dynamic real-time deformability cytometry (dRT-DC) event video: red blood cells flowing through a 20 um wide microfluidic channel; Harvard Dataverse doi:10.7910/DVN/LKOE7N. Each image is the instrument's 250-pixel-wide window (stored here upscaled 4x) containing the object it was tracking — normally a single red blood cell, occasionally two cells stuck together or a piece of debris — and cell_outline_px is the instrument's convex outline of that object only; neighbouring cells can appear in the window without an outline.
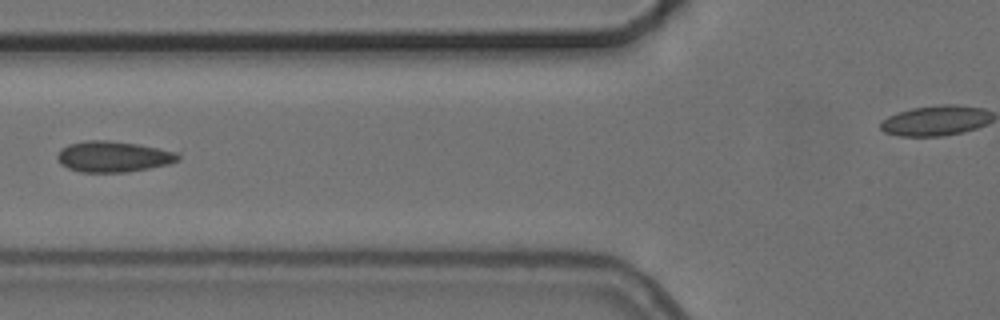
{"species": "common noctule bat (a hibernating species)", "species_latin": "Nyctalus noctula", "temperature_condition": "cold", "stored_images_in_passage": 4, "camera_frame_rate_fps": 3000, "um_per_image_px": 0.085, "animal": {"sex": "female", "body_mass_g": 24.6, "forearm_length_mm": 56.2}, "frame": {"image": 1, "passage_image": 3, "time_ms": 2.667, "image_size_px": [1000, 320], "cell_outline_px": [[180, 160], [168, 164], [128, 172], [80, 172], [68, 168], [60, 164], [56, 156], [60, 148], [68, 144], [84, 140], [108, 140], [140, 144], [180, 152]], "centroid_in_image_um": [9.63, 13.3], "position_along_channel_um": 116.2, "area_um2": 22.08}}
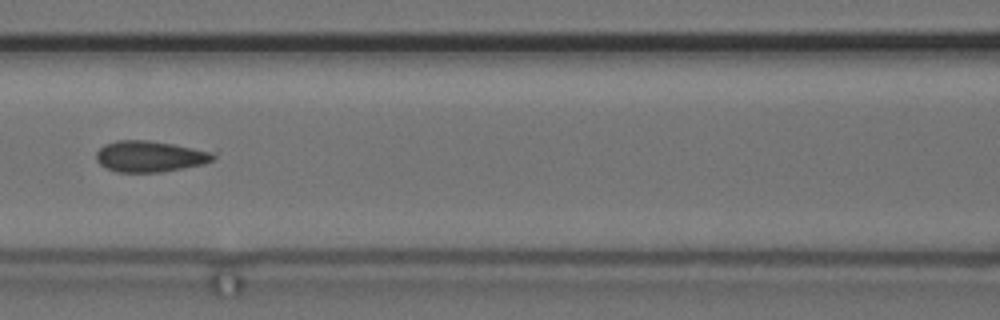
{"frame": {"image": 2, "passage_image": 4, "time_ms": 3.667, "image_size_px": [1000, 320], "cell_outline_px": [[216, 156], [212, 160], [204, 164], [160, 172], [116, 172], [104, 168], [96, 160], [96, 152], [104, 144], [116, 140], [148, 140], [172, 144], [216, 152]], "centroid_in_image_um": [12.72, 13.29], "position_along_channel_um": 153.9, "area_um2": 21.33}}